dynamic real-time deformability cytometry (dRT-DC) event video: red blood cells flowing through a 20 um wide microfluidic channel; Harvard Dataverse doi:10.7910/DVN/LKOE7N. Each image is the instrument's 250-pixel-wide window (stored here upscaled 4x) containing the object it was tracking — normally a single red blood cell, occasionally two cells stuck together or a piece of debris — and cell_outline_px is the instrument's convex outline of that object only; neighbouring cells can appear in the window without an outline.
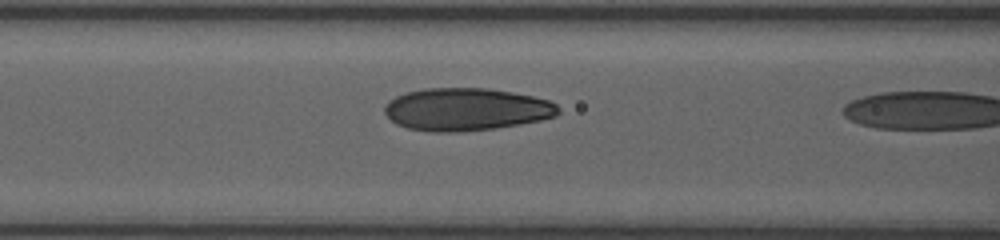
{"species": "human", "species_latin": "Homo sapiens", "temperature_condition": "room temperature", "stored_images_in_passage": 22, "camera_frame_rate_fps": 3000, "um_per_image_px": 0.085, "donor": {"sex": "female"}, "frame": {"image": 1, "passage_image": 21, "time_ms": 6.667, "image_size_px": [1000, 240], "cell_outline_px": [[560, 112], [556, 116], [540, 120], [520, 124], [496, 128], [456, 132], [428, 132], [408, 128], [396, 124], [384, 112], [384, 108], [388, 100], [396, 96], [408, 92], [424, 88], [488, 88], [512, 92], [532, 96], [548, 100], [556, 104], [560, 108]], "centroid_in_image_um": [39.62, 9.3], "position_along_channel_um": 127.0, "area_um2": 43.23}}